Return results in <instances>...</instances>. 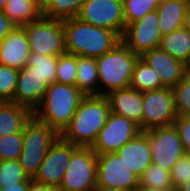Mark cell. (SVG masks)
<instances>
[{
    "label": "cell",
    "instance_id": "bcb514c9",
    "mask_svg": "<svg viewBox=\"0 0 190 191\" xmlns=\"http://www.w3.org/2000/svg\"><path fill=\"white\" fill-rule=\"evenodd\" d=\"M173 1L185 3V4H187L188 6H190V0H173Z\"/></svg>",
    "mask_w": 190,
    "mask_h": 191
},
{
    "label": "cell",
    "instance_id": "ac0fdd59",
    "mask_svg": "<svg viewBox=\"0 0 190 191\" xmlns=\"http://www.w3.org/2000/svg\"><path fill=\"white\" fill-rule=\"evenodd\" d=\"M116 153L138 177L152 164L149 137L145 131H141Z\"/></svg>",
    "mask_w": 190,
    "mask_h": 191
},
{
    "label": "cell",
    "instance_id": "d6a6232c",
    "mask_svg": "<svg viewBox=\"0 0 190 191\" xmlns=\"http://www.w3.org/2000/svg\"><path fill=\"white\" fill-rule=\"evenodd\" d=\"M18 75L19 70L0 64V102H13Z\"/></svg>",
    "mask_w": 190,
    "mask_h": 191
},
{
    "label": "cell",
    "instance_id": "7a4b0ae2",
    "mask_svg": "<svg viewBox=\"0 0 190 191\" xmlns=\"http://www.w3.org/2000/svg\"><path fill=\"white\" fill-rule=\"evenodd\" d=\"M66 53L97 58L109 52L121 38L112 30L99 28L76 17L63 20Z\"/></svg>",
    "mask_w": 190,
    "mask_h": 191
},
{
    "label": "cell",
    "instance_id": "83f0119b",
    "mask_svg": "<svg viewBox=\"0 0 190 191\" xmlns=\"http://www.w3.org/2000/svg\"><path fill=\"white\" fill-rule=\"evenodd\" d=\"M139 186L174 190L171 183L170 172L154 163H152L139 177Z\"/></svg>",
    "mask_w": 190,
    "mask_h": 191
},
{
    "label": "cell",
    "instance_id": "52a82bcc",
    "mask_svg": "<svg viewBox=\"0 0 190 191\" xmlns=\"http://www.w3.org/2000/svg\"><path fill=\"white\" fill-rule=\"evenodd\" d=\"M97 154L79 147L71 156L59 186L61 191H92L97 186Z\"/></svg>",
    "mask_w": 190,
    "mask_h": 191
},
{
    "label": "cell",
    "instance_id": "4fadbf2b",
    "mask_svg": "<svg viewBox=\"0 0 190 191\" xmlns=\"http://www.w3.org/2000/svg\"><path fill=\"white\" fill-rule=\"evenodd\" d=\"M162 35L159 28V17L156 10L147 13L143 18L126 26L121 41L135 54L157 48Z\"/></svg>",
    "mask_w": 190,
    "mask_h": 191
},
{
    "label": "cell",
    "instance_id": "6da1fadb",
    "mask_svg": "<svg viewBox=\"0 0 190 191\" xmlns=\"http://www.w3.org/2000/svg\"><path fill=\"white\" fill-rule=\"evenodd\" d=\"M110 113L106 96H85L60 137L78 147H91Z\"/></svg>",
    "mask_w": 190,
    "mask_h": 191
},
{
    "label": "cell",
    "instance_id": "3957f363",
    "mask_svg": "<svg viewBox=\"0 0 190 191\" xmlns=\"http://www.w3.org/2000/svg\"><path fill=\"white\" fill-rule=\"evenodd\" d=\"M84 97L76 86L54 82L48 86L42 101L33 111V116L61 134ZM40 105L44 106L43 109Z\"/></svg>",
    "mask_w": 190,
    "mask_h": 191
},
{
    "label": "cell",
    "instance_id": "2e32d148",
    "mask_svg": "<svg viewBox=\"0 0 190 191\" xmlns=\"http://www.w3.org/2000/svg\"><path fill=\"white\" fill-rule=\"evenodd\" d=\"M48 86L32 66L25 65L19 70L13 102L34 111L42 101Z\"/></svg>",
    "mask_w": 190,
    "mask_h": 191
},
{
    "label": "cell",
    "instance_id": "30bf717a",
    "mask_svg": "<svg viewBox=\"0 0 190 191\" xmlns=\"http://www.w3.org/2000/svg\"><path fill=\"white\" fill-rule=\"evenodd\" d=\"M141 131L139 125L132 120L111 112L90 148L97 155L114 153Z\"/></svg>",
    "mask_w": 190,
    "mask_h": 191
},
{
    "label": "cell",
    "instance_id": "ee69618b",
    "mask_svg": "<svg viewBox=\"0 0 190 191\" xmlns=\"http://www.w3.org/2000/svg\"><path fill=\"white\" fill-rule=\"evenodd\" d=\"M7 0H0V9L3 10V8L5 7Z\"/></svg>",
    "mask_w": 190,
    "mask_h": 191
},
{
    "label": "cell",
    "instance_id": "8fae6325",
    "mask_svg": "<svg viewBox=\"0 0 190 191\" xmlns=\"http://www.w3.org/2000/svg\"><path fill=\"white\" fill-rule=\"evenodd\" d=\"M149 137L152 163L171 172L172 167L185 154L174 125L145 131Z\"/></svg>",
    "mask_w": 190,
    "mask_h": 191
},
{
    "label": "cell",
    "instance_id": "ba28073f",
    "mask_svg": "<svg viewBox=\"0 0 190 191\" xmlns=\"http://www.w3.org/2000/svg\"><path fill=\"white\" fill-rule=\"evenodd\" d=\"M142 106V131L173 125L178 116L173 88L143 92Z\"/></svg>",
    "mask_w": 190,
    "mask_h": 191
},
{
    "label": "cell",
    "instance_id": "cb8c5ba5",
    "mask_svg": "<svg viewBox=\"0 0 190 191\" xmlns=\"http://www.w3.org/2000/svg\"><path fill=\"white\" fill-rule=\"evenodd\" d=\"M159 47L175 59L187 64L190 58V32L181 27L163 35Z\"/></svg>",
    "mask_w": 190,
    "mask_h": 191
},
{
    "label": "cell",
    "instance_id": "ffe728a7",
    "mask_svg": "<svg viewBox=\"0 0 190 191\" xmlns=\"http://www.w3.org/2000/svg\"><path fill=\"white\" fill-rule=\"evenodd\" d=\"M32 116L33 111L27 106L12 101L0 102V137L23 132Z\"/></svg>",
    "mask_w": 190,
    "mask_h": 191
},
{
    "label": "cell",
    "instance_id": "f35d334b",
    "mask_svg": "<svg viewBox=\"0 0 190 191\" xmlns=\"http://www.w3.org/2000/svg\"><path fill=\"white\" fill-rule=\"evenodd\" d=\"M30 182H18L12 185H4L2 191H28Z\"/></svg>",
    "mask_w": 190,
    "mask_h": 191
},
{
    "label": "cell",
    "instance_id": "f6af8a7d",
    "mask_svg": "<svg viewBox=\"0 0 190 191\" xmlns=\"http://www.w3.org/2000/svg\"><path fill=\"white\" fill-rule=\"evenodd\" d=\"M186 75L190 77V63L186 64Z\"/></svg>",
    "mask_w": 190,
    "mask_h": 191
},
{
    "label": "cell",
    "instance_id": "74e56055",
    "mask_svg": "<svg viewBox=\"0 0 190 191\" xmlns=\"http://www.w3.org/2000/svg\"><path fill=\"white\" fill-rule=\"evenodd\" d=\"M28 191H61L59 187L39 183L31 178Z\"/></svg>",
    "mask_w": 190,
    "mask_h": 191
},
{
    "label": "cell",
    "instance_id": "836d02e7",
    "mask_svg": "<svg viewBox=\"0 0 190 191\" xmlns=\"http://www.w3.org/2000/svg\"><path fill=\"white\" fill-rule=\"evenodd\" d=\"M173 90L177 115L190 117V77L186 75Z\"/></svg>",
    "mask_w": 190,
    "mask_h": 191
},
{
    "label": "cell",
    "instance_id": "f546056e",
    "mask_svg": "<svg viewBox=\"0 0 190 191\" xmlns=\"http://www.w3.org/2000/svg\"><path fill=\"white\" fill-rule=\"evenodd\" d=\"M77 55L65 53L58 56L56 82L75 86L77 77Z\"/></svg>",
    "mask_w": 190,
    "mask_h": 191
},
{
    "label": "cell",
    "instance_id": "ab89813d",
    "mask_svg": "<svg viewBox=\"0 0 190 191\" xmlns=\"http://www.w3.org/2000/svg\"><path fill=\"white\" fill-rule=\"evenodd\" d=\"M182 27L190 32V6H188L185 11Z\"/></svg>",
    "mask_w": 190,
    "mask_h": 191
},
{
    "label": "cell",
    "instance_id": "277c9868",
    "mask_svg": "<svg viewBox=\"0 0 190 191\" xmlns=\"http://www.w3.org/2000/svg\"><path fill=\"white\" fill-rule=\"evenodd\" d=\"M140 56L133 53L122 41L109 52L95 58L99 82L109 91H102V96L130 86L136 61Z\"/></svg>",
    "mask_w": 190,
    "mask_h": 191
},
{
    "label": "cell",
    "instance_id": "5b68a950",
    "mask_svg": "<svg viewBox=\"0 0 190 191\" xmlns=\"http://www.w3.org/2000/svg\"><path fill=\"white\" fill-rule=\"evenodd\" d=\"M60 134L51 126L39 121L34 116L23 129V147L18 161L24 172L34 178L52 145Z\"/></svg>",
    "mask_w": 190,
    "mask_h": 191
},
{
    "label": "cell",
    "instance_id": "8992f818",
    "mask_svg": "<svg viewBox=\"0 0 190 191\" xmlns=\"http://www.w3.org/2000/svg\"><path fill=\"white\" fill-rule=\"evenodd\" d=\"M31 53L60 56L66 53L63 21L40 16L23 26Z\"/></svg>",
    "mask_w": 190,
    "mask_h": 191
},
{
    "label": "cell",
    "instance_id": "603a6c76",
    "mask_svg": "<svg viewBox=\"0 0 190 191\" xmlns=\"http://www.w3.org/2000/svg\"><path fill=\"white\" fill-rule=\"evenodd\" d=\"M76 87L85 96H102V90L97 91L98 71L95 58L77 56Z\"/></svg>",
    "mask_w": 190,
    "mask_h": 191
},
{
    "label": "cell",
    "instance_id": "f1b7e54d",
    "mask_svg": "<svg viewBox=\"0 0 190 191\" xmlns=\"http://www.w3.org/2000/svg\"><path fill=\"white\" fill-rule=\"evenodd\" d=\"M160 0H123L126 26L158 8Z\"/></svg>",
    "mask_w": 190,
    "mask_h": 191
},
{
    "label": "cell",
    "instance_id": "44dd1931",
    "mask_svg": "<svg viewBox=\"0 0 190 191\" xmlns=\"http://www.w3.org/2000/svg\"><path fill=\"white\" fill-rule=\"evenodd\" d=\"M4 14L15 27H23L41 16L39 0H7Z\"/></svg>",
    "mask_w": 190,
    "mask_h": 191
},
{
    "label": "cell",
    "instance_id": "9a60e30c",
    "mask_svg": "<svg viewBox=\"0 0 190 191\" xmlns=\"http://www.w3.org/2000/svg\"><path fill=\"white\" fill-rule=\"evenodd\" d=\"M140 58L159 75L164 87L174 88L186 76V64L160 47L144 52Z\"/></svg>",
    "mask_w": 190,
    "mask_h": 191
},
{
    "label": "cell",
    "instance_id": "4316f807",
    "mask_svg": "<svg viewBox=\"0 0 190 191\" xmlns=\"http://www.w3.org/2000/svg\"><path fill=\"white\" fill-rule=\"evenodd\" d=\"M58 56H48L40 53H30L27 64L34 68L44 81L50 85L56 82V67Z\"/></svg>",
    "mask_w": 190,
    "mask_h": 191
},
{
    "label": "cell",
    "instance_id": "484cf974",
    "mask_svg": "<svg viewBox=\"0 0 190 191\" xmlns=\"http://www.w3.org/2000/svg\"><path fill=\"white\" fill-rule=\"evenodd\" d=\"M85 0H43L41 16L66 20L76 17Z\"/></svg>",
    "mask_w": 190,
    "mask_h": 191
},
{
    "label": "cell",
    "instance_id": "7c38bea8",
    "mask_svg": "<svg viewBox=\"0 0 190 191\" xmlns=\"http://www.w3.org/2000/svg\"><path fill=\"white\" fill-rule=\"evenodd\" d=\"M97 185L113 187L123 191H135L139 187V177L135 175L114 153L97 155Z\"/></svg>",
    "mask_w": 190,
    "mask_h": 191
},
{
    "label": "cell",
    "instance_id": "d4e9b609",
    "mask_svg": "<svg viewBox=\"0 0 190 191\" xmlns=\"http://www.w3.org/2000/svg\"><path fill=\"white\" fill-rule=\"evenodd\" d=\"M130 88L146 92L164 87L159 75L140 57L135 63Z\"/></svg>",
    "mask_w": 190,
    "mask_h": 191
},
{
    "label": "cell",
    "instance_id": "8d00e7d4",
    "mask_svg": "<svg viewBox=\"0 0 190 191\" xmlns=\"http://www.w3.org/2000/svg\"><path fill=\"white\" fill-rule=\"evenodd\" d=\"M15 28L9 18L0 9V42Z\"/></svg>",
    "mask_w": 190,
    "mask_h": 191
},
{
    "label": "cell",
    "instance_id": "9c48e42d",
    "mask_svg": "<svg viewBox=\"0 0 190 191\" xmlns=\"http://www.w3.org/2000/svg\"><path fill=\"white\" fill-rule=\"evenodd\" d=\"M76 18L99 28L112 30L120 38L126 29L123 0H85Z\"/></svg>",
    "mask_w": 190,
    "mask_h": 191
},
{
    "label": "cell",
    "instance_id": "b9f144b4",
    "mask_svg": "<svg viewBox=\"0 0 190 191\" xmlns=\"http://www.w3.org/2000/svg\"><path fill=\"white\" fill-rule=\"evenodd\" d=\"M135 191H174V190H163V189L139 186Z\"/></svg>",
    "mask_w": 190,
    "mask_h": 191
},
{
    "label": "cell",
    "instance_id": "1f68e13d",
    "mask_svg": "<svg viewBox=\"0 0 190 191\" xmlns=\"http://www.w3.org/2000/svg\"><path fill=\"white\" fill-rule=\"evenodd\" d=\"M23 147V132L0 137V161L18 160Z\"/></svg>",
    "mask_w": 190,
    "mask_h": 191
},
{
    "label": "cell",
    "instance_id": "d590c367",
    "mask_svg": "<svg viewBox=\"0 0 190 191\" xmlns=\"http://www.w3.org/2000/svg\"><path fill=\"white\" fill-rule=\"evenodd\" d=\"M173 125L178 131L185 153L190 154V117L178 115Z\"/></svg>",
    "mask_w": 190,
    "mask_h": 191
},
{
    "label": "cell",
    "instance_id": "7402d4cb",
    "mask_svg": "<svg viewBox=\"0 0 190 191\" xmlns=\"http://www.w3.org/2000/svg\"><path fill=\"white\" fill-rule=\"evenodd\" d=\"M188 5L173 0H160L156 9L159 17L161 35L169 34L183 26L185 11Z\"/></svg>",
    "mask_w": 190,
    "mask_h": 191
},
{
    "label": "cell",
    "instance_id": "e0dca14e",
    "mask_svg": "<svg viewBox=\"0 0 190 191\" xmlns=\"http://www.w3.org/2000/svg\"><path fill=\"white\" fill-rule=\"evenodd\" d=\"M30 47L23 27H15L0 42V64L21 70L28 61Z\"/></svg>",
    "mask_w": 190,
    "mask_h": 191
},
{
    "label": "cell",
    "instance_id": "d6986e66",
    "mask_svg": "<svg viewBox=\"0 0 190 191\" xmlns=\"http://www.w3.org/2000/svg\"><path fill=\"white\" fill-rule=\"evenodd\" d=\"M106 97L112 113L132 120L142 130L143 92L128 87L112 91Z\"/></svg>",
    "mask_w": 190,
    "mask_h": 191
},
{
    "label": "cell",
    "instance_id": "7bdbcfd3",
    "mask_svg": "<svg viewBox=\"0 0 190 191\" xmlns=\"http://www.w3.org/2000/svg\"><path fill=\"white\" fill-rule=\"evenodd\" d=\"M176 191H190V181L179 187Z\"/></svg>",
    "mask_w": 190,
    "mask_h": 191
},
{
    "label": "cell",
    "instance_id": "e575fe53",
    "mask_svg": "<svg viewBox=\"0 0 190 191\" xmlns=\"http://www.w3.org/2000/svg\"><path fill=\"white\" fill-rule=\"evenodd\" d=\"M171 183L174 191L190 181V154H184L171 169Z\"/></svg>",
    "mask_w": 190,
    "mask_h": 191
},
{
    "label": "cell",
    "instance_id": "5bb4252c",
    "mask_svg": "<svg viewBox=\"0 0 190 191\" xmlns=\"http://www.w3.org/2000/svg\"><path fill=\"white\" fill-rule=\"evenodd\" d=\"M78 148L59 137L46 154L33 179L39 183L59 187L70 158Z\"/></svg>",
    "mask_w": 190,
    "mask_h": 191
},
{
    "label": "cell",
    "instance_id": "60d3db41",
    "mask_svg": "<svg viewBox=\"0 0 190 191\" xmlns=\"http://www.w3.org/2000/svg\"><path fill=\"white\" fill-rule=\"evenodd\" d=\"M92 191H123V190L116 189L113 187H104V186L97 185Z\"/></svg>",
    "mask_w": 190,
    "mask_h": 191
},
{
    "label": "cell",
    "instance_id": "4dcf8cb0",
    "mask_svg": "<svg viewBox=\"0 0 190 191\" xmlns=\"http://www.w3.org/2000/svg\"><path fill=\"white\" fill-rule=\"evenodd\" d=\"M18 182H31L18 160L0 161V184L12 185Z\"/></svg>",
    "mask_w": 190,
    "mask_h": 191
}]
</instances>
